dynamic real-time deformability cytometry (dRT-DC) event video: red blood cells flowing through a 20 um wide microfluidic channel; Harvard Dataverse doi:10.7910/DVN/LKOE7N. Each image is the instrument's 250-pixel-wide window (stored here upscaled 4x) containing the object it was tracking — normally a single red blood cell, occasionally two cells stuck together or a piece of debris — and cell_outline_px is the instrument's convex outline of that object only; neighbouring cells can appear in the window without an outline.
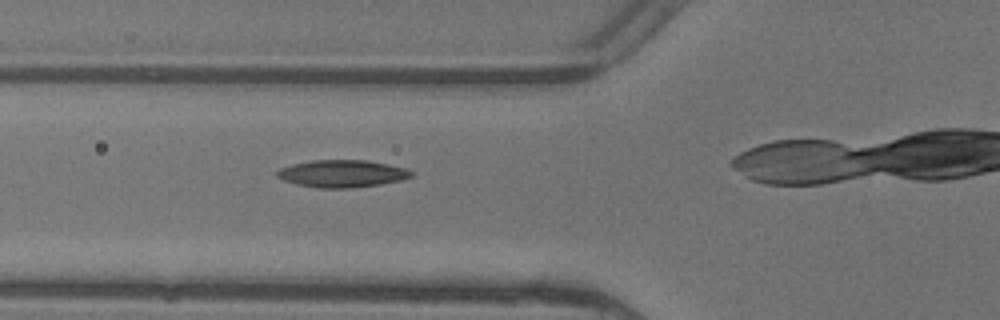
{"species": "common noctule bat (a hibernating species)", "species_latin": "Nyctalus noctula", "temperature_condition": "warm", "stored_images_in_passage": 5, "camera_frame_rate_fps": 3000, "um_per_image_px": 0.085, "animal": {"sex": "female"}, "frame": {"image": 1, "passage_image": 2, "time_ms": 0.333, "image_size_px": [1000, 320], "cell_outline_px": [[416, 172], [412, 176], [400, 180], [380, 184], [352, 188], [320, 188], [296, 184], [284, 180], [276, 176], [276, 172], [280, 168], [292, 164], [312, 160], [368, 160], [408, 168]], "centroid_in_image_um": [29.11, 14.75], "position_along_channel_um": 96.7, "area_um2": 21.5}}